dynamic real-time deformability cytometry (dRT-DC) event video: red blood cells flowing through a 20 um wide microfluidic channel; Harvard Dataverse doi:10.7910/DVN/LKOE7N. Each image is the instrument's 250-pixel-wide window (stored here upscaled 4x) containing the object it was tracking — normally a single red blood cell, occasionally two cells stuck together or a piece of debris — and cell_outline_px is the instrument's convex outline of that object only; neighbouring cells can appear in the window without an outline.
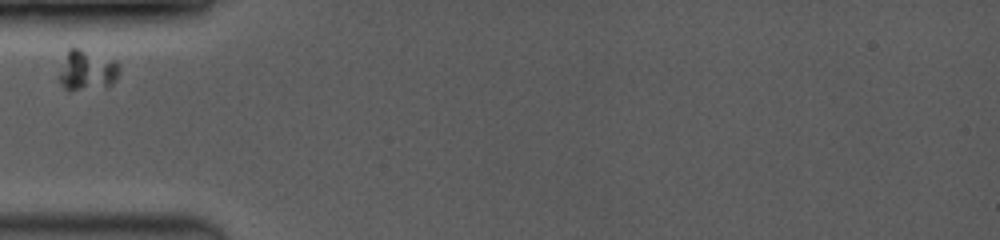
{"species": "common noctule bat (a hibernating species)", "species_latin": "Nyctalus noctula", "temperature_condition": "room temperature", "stored_images_in_passage": 2, "camera_frame_rate_fps": 3500, "um_per_image_px": 0.085, "animal": {"sex": "female", "body_mass_g": 19.0, "forearm_length_mm": 53.3}, "frame": {"image": 1, "passage_image": 1, "time_ms": 0.0, "image_size_px": [1000, 240], "cell_outline_px": [[120, 72], [116, 80], [108, 84], [68, 92], [56, 80], [56, 76], [68, 48], [76, 48], [116, 60], [120, 64]], "centroid_in_image_um": [7.33, 5.98], "position_along_channel_um": 77.7, "area_um2": 14.28}}
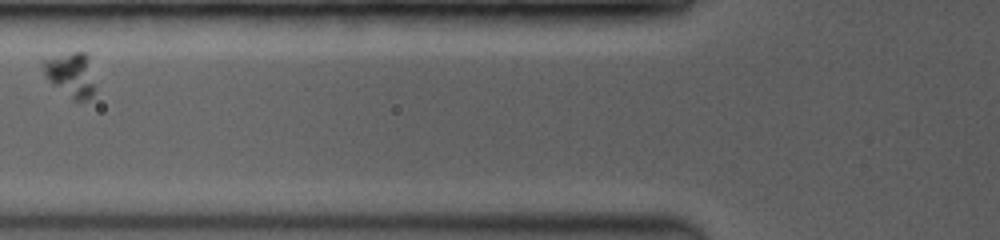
{"frame": {"image": 2, "passage_image": 2, "time_ms": 1.143, "image_size_px": [1000, 240], "cell_outline_px": [[96, 88], [92, 96], [84, 100], [72, 100], [48, 80], [44, 76], [40, 64], [40, 60], [72, 52], [84, 52], [88, 56]], "centroid_in_image_um": [6.0, 6.35], "position_along_channel_um": 119.8, "area_um2": 13.7}}